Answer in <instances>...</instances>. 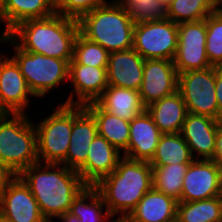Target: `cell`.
Returning <instances> with one entry per match:
<instances>
[{
  "label": "cell",
  "instance_id": "26",
  "mask_svg": "<svg viewBox=\"0 0 222 222\" xmlns=\"http://www.w3.org/2000/svg\"><path fill=\"white\" fill-rule=\"evenodd\" d=\"M105 208L106 205L97 188L87 185L73 199L69 213L82 222H116V219L109 221L112 216ZM103 209L105 212H102Z\"/></svg>",
  "mask_w": 222,
  "mask_h": 222
},
{
  "label": "cell",
  "instance_id": "39",
  "mask_svg": "<svg viewBox=\"0 0 222 222\" xmlns=\"http://www.w3.org/2000/svg\"><path fill=\"white\" fill-rule=\"evenodd\" d=\"M215 11H222V0H212Z\"/></svg>",
  "mask_w": 222,
  "mask_h": 222
},
{
  "label": "cell",
  "instance_id": "1",
  "mask_svg": "<svg viewBox=\"0 0 222 222\" xmlns=\"http://www.w3.org/2000/svg\"><path fill=\"white\" fill-rule=\"evenodd\" d=\"M18 176L30 188L47 222L69 212L73 199L87 186L76 170L64 164L37 162Z\"/></svg>",
  "mask_w": 222,
  "mask_h": 222
},
{
  "label": "cell",
  "instance_id": "4",
  "mask_svg": "<svg viewBox=\"0 0 222 222\" xmlns=\"http://www.w3.org/2000/svg\"><path fill=\"white\" fill-rule=\"evenodd\" d=\"M77 21L79 33L109 53L133 49L135 24L121 0L106 1Z\"/></svg>",
  "mask_w": 222,
  "mask_h": 222
},
{
  "label": "cell",
  "instance_id": "25",
  "mask_svg": "<svg viewBox=\"0 0 222 222\" xmlns=\"http://www.w3.org/2000/svg\"><path fill=\"white\" fill-rule=\"evenodd\" d=\"M84 107L95 118L98 135L104 137L111 145L124 154L128 149L130 121L108 113L96 102L85 104Z\"/></svg>",
  "mask_w": 222,
  "mask_h": 222
},
{
  "label": "cell",
  "instance_id": "20",
  "mask_svg": "<svg viewBox=\"0 0 222 222\" xmlns=\"http://www.w3.org/2000/svg\"><path fill=\"white\" fill-rule=\"evenodd\" d=\"M163 133L145 110L130 121L127 151L122 155L132 160L150 162Z\"/></svg>",
  "mask_w": 222,
  "mask_h": 222
},
{
  "label": "cell",
  "instance_id": "23",
  "mask_svg": "<svg viewBox=\"0 0 222 222\" xmlns=\"http://www.w3.org/2000/svg\"><path fill=\"white\" fill-rule=\"evenodd\" d=\"M146 111L163 134L180 133L187 114L186 105L178 91L149 104Z\"/></svg>",
  "mask_w": 222,
  "mask_h": 222
},
{
  "label": "cell",
  "instance_id": "13",
  "mask_svg": "<svg viewBox=\"0 0 222 222\" xmlns=\"http://www.w3.org/2000/svg\"><path fill=\"white\" fill-rule=\"evenodd\" d=\"M178 72L174 62L164 59H146L143 80L139 88L142 103L149 104L178 91Z\"/></svg>",
  "mask_w": 222,
  "mask_h": 222
},
{
  "label": "cell",
  "instance_id": "35",
  "mask_svg": "<svg viewBox=\"0 0 222 222\" xmlns=\"http://www.w3.org/2000/svg\"><path fill=\"white\" fill-rule=\"evenodd\" d=\"M215 96L219 109V121L222 120V65L216 66Z\"/></svg>",
  "mask_w": 222,
  "mask_h": 222
},
{
  "label": "cell",
  "instance_id": "32",
  "mask_svg": "<svg viewBox=\"0 0 222 222\" xmlns=\"http://www.w3.org/2000/svg\"><path fill=\"white\" fill-rule=\"evenodd\" d=\"M134 24L167 19V7L160 0H121Z\"/></svg>",
  "mask_w": 222,
  "mask_h": 222
},
{
  "label": "cell",
  "instance_id": "7",
  "mask_svg": "<svg viewBox=\"0 0 222 222\" xmlns=\"http://www.w3.org/2000/svg\"><path fill=\"white\" fill-rule=\"evenodd\" d=\"M35 125L37 156L41 163L61 164L70 145L73 105L59 104L53 113Z\"/></svg>",
  "mask_w": 222,
  "mask_h": 222
},
{
  "label": "cell",
  "instance_id": "29",
  "mask_svg": "<svg viewBox=\"0 0 222 222\" xmlns=\"http://www.w3.org/2000/svg\"><path fill=\"white\" fill-rule=\"evenodd\" d=\"M190 163L152 166L153 188L176 201L181 199L183 179Z\"/></svg>",
  "mask_w": 222,
  "mask_h": 222
},
{
  "label": "cell",
  "instance_id": "37",
  "mask_svg": "<svg viewBox=\"0 0 222 222\" xmlns=\"http://www.w3.org/2000/svg\"><path fill=\"white\" fill-rule=\"evenodd\" d=\"M13 177L14 175L12 172L2 162H0V191Z\"/></svg>",
  "mask_w": 222,
  "mask_h": 222
},
{
  "label": "cell",
  "instance_id": "3",
  "mask_svg": "<svg viewBox=\"0 0 222 222\" xmlns=\"http://www.w3.org/2000/svg\"><path fill=\"white\" fill-rule=\"evenodd\" d=\"M95 187L112 219L119 214L116 221H124L153 187L152 166L149 162L123 156L115 170L102 178Z\"/></svg>",
  "mask_w": 222,
  "mask_h": 222
},
{
  "label": "cell",
  "instance_id": "18",
  "mask_svg": "<svg viewBox=\"0 0 222 222\" xmlns=\"http://www.w3.org/2000/svg\"><path fill=\"white\" fill-rule=\"evenodd\" d=\"M121 155L116 147L97 134L89 145L86 162L77 172L86 185L95 186L102 178L115 170L119 160L123 157Z\"/></svg>",
  "mask_w": 222,
  "mask_h": 222
},
{
  "label": "cell",
  "instance_id": "33",
  "mask_svg": "<svg viewBox=\"0 0 222 222\" xmlns=\"http://www.w3.org/2000/svg\"><path fill=\"white\" fill-rule=\"evenodd\" d=\"M206 55L212 66L222 65V11L206 18Z\"/></svg>",
  "mask_w": 222,
  "mask_h": 222
},
{
  "label": "cell",
  "instance_id": "22",
  "mask_svg": "<svg viewBox=\"0 0 222 222\" xmlns=\"http://www.w3.org/2000/svg\"><path fill=\"white\" fill-rule=\"evenodd\" d=\"M56 13L54 0H6L0 9V22H6L2 35L28 19H43Z\"/></svg>",
  "mask_w": 222,
  "mask_h": 222
},
{
  "label": "cell",
  "instance_id": "6",
  "mask_svg": "<svg viewBox=\"0 0 222 222\" xmlns=\"http://www.w3.org/2000/svg\"><path fill=\"white\" fill-rule=\"evenodd\" d=\"M0 42L14 46L15 54L11 57L18 65L24 76L29 90L35 97H42L51 89L69 80V63L45 55L26 52L20 49L7 35L0 36Z\"/></svg>",
  "mask_w": 222,
  "mask_h": 222
},
{
  "label": "cell",
  "instance_id": "41",
  "mask_svg": "<svg viewBox=\"0 0 222 222\" xmlns=\"http://www.w3.org/2000/svg\"><path fill=\"white\" fill-rule=\"evenodd\" d=\"M166 7L173 1V0H160Z\"/></svg>",
  "mask_w": 222,
  "mask_h": 222
},
{
  "label": "cell",
  "instance_id": "24",
  "mask_svg": "<svg viewBox=\"0 0 222 222\" xmlns=\"http://www.w3.org/2000/svg\"><path fill=\"white\" fill-rule=\"evenodd\" d=\"M95 102L108 113L127 121L146 110L139 91L115 86H108Z\"/></svg>",
  "mask_w": 222,
  "mask_h": 222
},
{
  "label": "cell",
  "instance_id": "40",
  "mask_svg": "<svg viewBox=\"0 0 222 222\" xmlns=\"http://www.w3.org/2000/svg\"><path fill=\"white\" fill-rule=\"evenodd\" d=\"M7 114V112L4 110V108L0 105V119L4 117Z\"/></svg>",
  "mask_w": 222,
  "mask_h": 222
},
{
  "label": "cell",
  "instance_id": "34",
  "mask_svg": "<svg viewBox=\"0 0 222 222\" xmlns=\"http://www.w3.org/2000/svg\"><path fill=\"white\" fill-rule=\"evenodd\" d=\"M105 2L106 0H54L57 14L76 20Z\"/></svg>",
  "mask_w": 222,
  "mask_h": 222
},
{
  "label": "cell",
  "instance_id": "27",
  "mask_svg": "<svg viewBox=\"0 0 222 222\" xmlns=\"http://www.w3.org/2000/svg\"><path fill=\"white\" fill-rule=\"evenodd\" d=\"M194 160L181 133L162 134L156 152L149 162L151 166L191 163Z\"/></svg>",
  "mask_w": 222,
  "mask_h": 222
},
{
  "label": "cell",
  "instance_id": "36",
  "mask_svg": "<svg viewBox=\"0 0 222 222\" xmlns=\"http://www.w3.org/2000/svg\"><path fill=\"white\" fill-rule=\"evenodd\" d=\"M213 161L222 166V125L218 128L215 138Z\"/></svg>",
  "mask_w": 222,
  "mask_h": 222
},
{
  "label": "cell",
  "instance_id": "17",
  "mask_svg": "<svg viewBox=\"0 0 222 222\" xmlns=\"http://www.w3.org/2000/svg\"><path fill=\"white\" fill-rule=\"evenodd\" d=\"M221 125V121L206 115L186 114L180 133L194 159H213L215 138Z\"/></svg>",
  "mask_w": 222,
  "mask_h": 222
},
{
  "label": "cell",
  "instance_id": "8",
  "mask_svg": "<svg viewBox=\"0 0 222 222\" xmlns=\"http://www.w3.org/2000/svg\"><path fill=\"white\" fill-rule=\"evenodd\" d=\"M215 82L216 66L179 73L178 92L184 100L187 113L206 115L219 120Z\"/></svg>",
  "mask_w": 222,
  "mask_h": 222
},
{
  "label": "cell",
  "instance_id": "2",
  "mask_svg": "<svg viewBox=\"0 0 222 222\" xmlns=\"http://www.w3.org/2000/svg\"><path fill=\"white\" fill-rule=\"evenodd\" d=\"M78 34L79 25L76 19L55 13L47 18L20 22L6 35L26 52L72 60Z\"/></svg>",
  "mask_w": 222,
  "mask_h": 222
},
{
  "label": "cell",
  "instance_id": "38",
  "mask_svg": "<svg viewBox=\"0 0 222 222\" xmlns=\"http://www.w3.org/2000/svg\"><path fill=\"white\" fill-rule=\"evenodd\" d=\"M59 219L62 220L61 222H82L69 212L63 214Z\"/></svg>",
  "mask_w": 222,
  "mask_h": 222
},
{
  "label": "cell",
  "instance_id": "11",
  "mask_svg": "<svg viewBox=\"0 0 222 222\" xmlns=\"http://www.w3.org/2000/svg\"><path fill=\"white\" fill-rule=\"evenodd\" d=\"M222 195V166L213 160L194 159L183 179L181 199L192 202Z\"/></svg>",
  "mask_w": 222,
  "mask_h": 222
},
{
  "label": "cell",
  "instance_id": "9",
  "mask_svg": "<svg viewBox=\"0 0 222 222\" xmlns=\"http://www.w3.org/2000/svg\"><path fill=\"white\" fill-rule=\"evenodd\" d=\"M178 47V24L170 19L134 25L133 49L146 59L173 61Z\"/></svg>",
  "mask_w": 222,
  "mask_h": 222
},
{
  "label": "cell",
  "instance_id": "42",
  "mask_svg": "<svg viewBox=\"0 0 222 222\" xmlns=\"http://www.w3.org/2000/svg\"><path fill=\"white\" fill-rule=\"evenodd\" d=\"M6 0H0V9L2 8V6L4 5Z\"/></svg>",
  "mask_w": 222,
  "mask_h": 222
},
{
  "label": "cell",
  "instance_id": "16",
  "mask_svg": "<svg viewBox=\"0 0 222 222\" xmlns=\"http://www.w3.org/2000/svg\"><path fill=\"white\" fill-rule=\"evenodd\" d=\"M98 134L97 123L84 105H73V124L66 159L61 163L78 170L88 158L89 145Z\"/></svg>",
  "mask_w": 222,
  "mask_h": 222
},
{
  "label": "cell",
  "instance_id": "43",
  "mask_svg": "<svg viewBox=\"0 0 222 222\" xmlns=\"http://www.w3.org/2000/svg\"><path fill=\"white\" fill-rule=\"evenodd\" d=\"M0 222H10V221H8V220H6V219H4L3 217L0 216Z\"/></svg>",
  "mask_w": 222,
  "mask_h": 222
},
{
  "label": "cell",
  "instance_id": "44",
  "mask_svg": "<svg viewBox=\"0 0 222 222\" xmlns=\"http://www.w3.org/2000/svg\"><path fill=\"white\" fill-rule=\"evenodd\" d=\"M171 222H180V221L176 218L175 220H173Z\"/></svg>",
  "mask_w": 222,
  "mask_h": 222
},
{
  "label": "cell",
  "instance_id": "31",
  "mask_svg": "<svg viewBox=\"0 0 222 222\" xmlns=\"http://www.w3.org/2000/svg\"><path fill=\"white\" fill-rule=\"evenodd\" d=\"M109 54L102 46L89 41L79 33L74 42L73 59L69 64L107 67Z\"/></svg>",
  "mask_w": 222,
  "mask_h": 222
},
{
  "label": "cell",
  "instance_id": "5",
  "mask_svg": "<svg viewBox=\"0 0 222 222\" xmlns=\"http://www.w3.org/2000/svg\"><path fill=\"white\" fill-rule=\"evenodd\" d=\"M26 113H7L0 119V162L14 176L37 162V131Z\"/></svg>",
  "mask_w": 222,
  "mask_h": 222
},
{
  "label": "cell",
  "instance_id": "19",
  "mask_svg": "<svg viewBox=\"0 0 222 222\" xmlns=\"http://www.w3.org/2000/svg\"><path fill=\"white\" fill-rule=\"evenodd\" d=\"M144 62L145 59L134 49L111 52L107 66L108 86L139 91Z\"/></svg>",
  "mask_w": 222,
  "mask_h": 222
},
{
  "label": "cell",
  "instance_id": "21",
  "mask_svg": "<svg viewBox=\"0 0 222 222\" xmlns=\"http://www.w3.org/2000/svg\"><path fill=\"white\" fill-rule=\"evenodd\" d=\"M177 203L152 187L123 222H171L176 219Z\"/></svg>",
  "mask_w": 222,
  "mask_h": 222
},
{
  "label": "cell",
  "instance_id": "10",
  "mask_svg": "<svg viewBox=\"0 0 222 222\" xmlns=\"http://www.w3.org/2000/svg\"><path fill=\"white\" fill-rule=\"evenodd\" d=\"M206 35V19L178 24V47L173 60L178 74L212 67L206 55Z\"/></svg>",
  "mask_w": 222,
  "mask_h": 222
},
{
  "label": "cell",
  "instance_id": "15",
  "mask_svg": "<svg viewBox=\"0 0 222 222\" xmlns=\"http://www.w3.org/2000/svg\"><path fill=\"white\" fill-rule=\"evenodd\" d=\"M69 81L73 85L68 98L62 104L85 105L95 102L108 87L107 67L69 64ZM76 95L77 99L74 100Z\"/></svg>",
  "mask_w": 222,
  "mask_h": 222
},
{
  "label": "cell",
  "instance_id": "12",
  "mask_svg": "<svg viewBox=\"0 0 222 222\" xmlns=\"http://www.w3.org/2000/svg\"><path fill=\"white\" fill-rule=\"evenodd\" d=\"M0 216L10 222H47L30 188L18 175L0 191Z\"/></svg>",
  "mask_w": 222,
  "mask_h": 222
},
{
  "label": "cell",
  "instance_id": "14",
  "mask_svg": "<svg viewBox=\"0 0 222 222\" xmlns=\"http://www.w3.org/2000/svg\"><path fill=\"white\" fill-rule=\"evenodd\" d=\"M28 96L34 97L17 63L0 54V105L7 113H26Z\"/></svg>",
  "mask_w": 222,
  "mask_h": 222
},
{
  "label": "cell",
  "instance_id": "28",
  "mask_svg": "<svg viewBox=\"0 0 222 222\" xmlns=\"http://www.w3.org/2000/svg\"><path fill=\"white\" fill-rule=\"evenodd\" d=\"M176 218L180 222H222V195L199 201L178 202Z\"/></svg>",
  "mask_w": 222,
  "mask_h": 222
},
{
  "label": "cell",
  "instance_id": "30",
  "mask_svg": "<svg viewBox=\"0 0 222 222\" xmlns=\"http://www.w3.org/2000/svg\"><path fill=\"white\" fill-rule=\"evenodd\" d=\"M212 0H173L167 6V19L180 24L206 19L213 13Z\"/></svg>",
  "mask_w": 222,
  "mask_h": 222
}]
</instances>
